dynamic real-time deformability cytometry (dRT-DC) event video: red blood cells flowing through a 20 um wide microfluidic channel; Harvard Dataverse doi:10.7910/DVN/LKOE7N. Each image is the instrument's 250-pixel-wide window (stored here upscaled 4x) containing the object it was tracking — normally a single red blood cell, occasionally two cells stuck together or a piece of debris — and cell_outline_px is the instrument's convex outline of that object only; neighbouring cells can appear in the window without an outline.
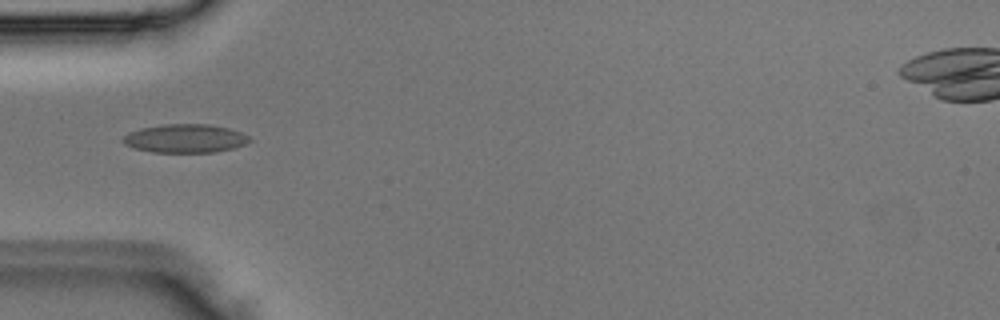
{"species": "Egyptian fruit bat (a non-hibernating species)", "species_latin": "Rousettus aegyptiacus", "temperature_condition": "room temperature", "stored_images_in_passage": 3, "camera_frame_rate_fps": 3000, "um_per_image_px": 0.085, "animal": {"sex": "male"}, "frame": {"image": 1, "passage_image": 3, "time_ms": 0.667, "image_size_px": [1000, 320], "cell_outline_px": [[252, 140], [244, 144], [232, 148], [216, 152], [152, 152], [136, 148], [124, 144], [120, 140], [128, 132], [140, 128], [164, 124], [208, 124], [228, 128], [240, 132], [248, 136]], "centroid_in_image_um": [15.71, 11.76], "position_along_channel_um": 69.3, "area_um2": 20.98}}